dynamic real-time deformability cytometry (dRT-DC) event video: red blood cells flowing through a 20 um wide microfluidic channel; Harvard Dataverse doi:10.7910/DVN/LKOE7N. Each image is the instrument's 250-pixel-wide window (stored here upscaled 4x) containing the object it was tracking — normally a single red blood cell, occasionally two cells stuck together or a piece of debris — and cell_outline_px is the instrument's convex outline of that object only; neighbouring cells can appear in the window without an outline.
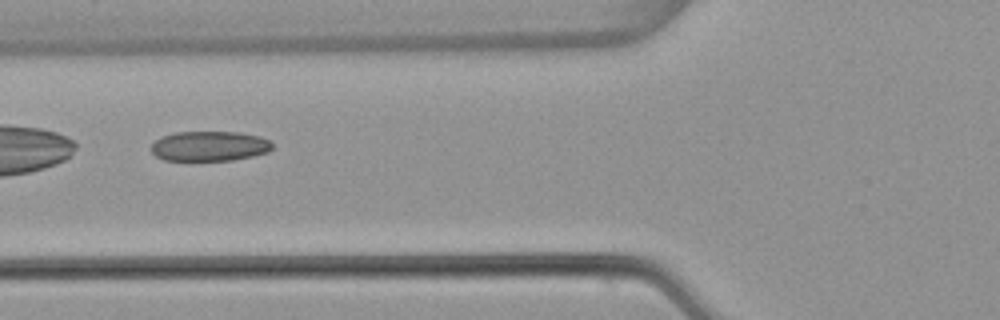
{"species": "common noctule bat (a hibernating species)", "species_latin": "Nyctalus noctula", "temperature_condition": "warm", "stored_images_in_passage": 7, "camera_frame_rate_fps": 3000, "um_per_image_px": 0.085, "animal": {"sex": "female", "body_mass_g": 22.7, "forearm_length_mm": 54.2}, "frame": {"image": 1, "passage_image": 5, "time_ms": 1.333, "image_size_px": [1000, 320], "cell_outline_px": [[272, 148], [268, 152], [252, 156], [232, 160], [164, 160], [156, 156], [152, 152], [152, 144], [160, 136], [176, 132], [240, 132], [260, 136], [268, 140], [272, 144]], "centroid_in_image_um": [17.8, 12.41], "position_along_channel_um": 108.0, "area_um2": 21.1}}
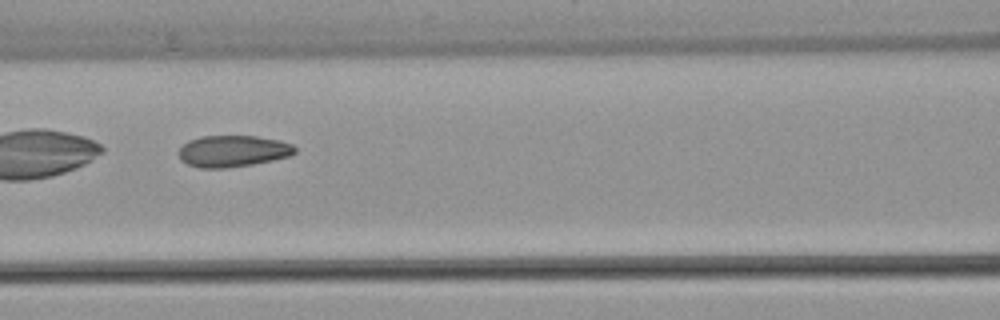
{"frame": {"image": 2, "passage_image": 6, "time_ms": 1.667, "image_size_px": [1000, 320], "cell_outline_px": [[296, 152], [292, 156], [252, 164], [228, 168], [200, 168], [188, 164], [180, 160], [180, 148], [188, 140], [200, 136], [256, 136], [280, 140], [292, 144], [296, 148]], "centroid_in_image_um": [19.82, 12.84], "position_along_channel_um": 146.8, "area_um2": 21.44}}